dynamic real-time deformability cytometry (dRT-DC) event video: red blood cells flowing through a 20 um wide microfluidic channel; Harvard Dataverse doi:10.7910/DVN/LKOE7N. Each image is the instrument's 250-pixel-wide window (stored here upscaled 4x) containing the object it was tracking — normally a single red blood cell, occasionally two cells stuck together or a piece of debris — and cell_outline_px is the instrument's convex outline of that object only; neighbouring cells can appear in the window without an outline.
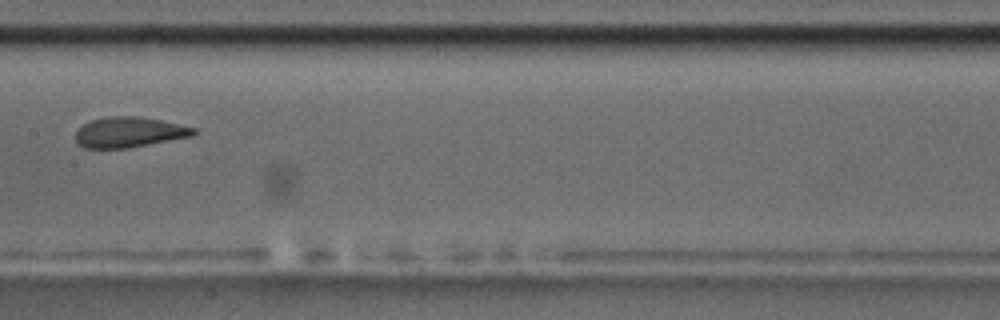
{"species": "common noctule bat (a hibernating species)", "species_latin": "Nyctalus noctula", "temperature_condition": "room temperature", "stored_images_in_passage": 15, "camera_frame_rate_fps": 3000, "um_per_image_px": 0.085, "animal": {"sex": "male", "body_mass_g": 17.5, "forearm_length_mm": 52.3}, "frame": {"image": 1, "passage_image": 7, "time_ms": 7.667, "image_size_px": [1000, 320], "cell_outline_px": [[196, 132], [192, 136], [148, 144], [124, 148], [84, 148], [76, 140], [76, 132], [84, 124], [92, 120], [108, 116], [140, 116], [160, 120], [196, 128]], "centroid_in_image_um": [10.98, 11.23], "position_along_channel_um": 196.4, "area_um2": 20.58}, "authors_computed_cell_mechanics": {"area_um2": 21.9062, "velocity_mm_per_s": 3.5375, "shape_relaxation_time_tau1_ms": 3.2403, "shape_relaxation_time_tau2_ms": 0.6693, "deformation_change_tau1": 0.1223, "deformation_change_tau2": 0.055}}